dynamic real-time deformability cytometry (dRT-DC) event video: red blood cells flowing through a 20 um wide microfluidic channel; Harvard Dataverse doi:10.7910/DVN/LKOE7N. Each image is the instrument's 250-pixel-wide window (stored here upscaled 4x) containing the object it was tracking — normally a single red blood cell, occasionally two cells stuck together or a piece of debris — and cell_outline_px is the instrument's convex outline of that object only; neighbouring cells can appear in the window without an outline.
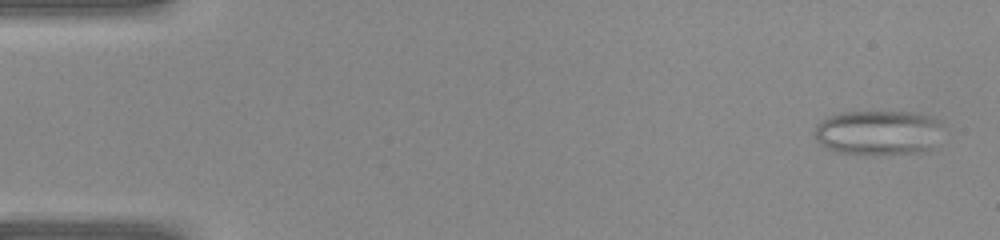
{"species": "common noctule bat (a hibernating species)", "species_latin": "Nyctalus noctula", "temperature_condition": "warm", "stored_images_in_passage": 41, "camera_frame_rate_fps": 3000, "um_per_image_px": 0.085, "animal": {"sex": "female", "body_mass_g": 22.0, "forearm_length_mm": 56.7}, "frame": {"image": 1, "passage_image": 2, "time_ms": 0.333, "image_size_px": [1000, 240], "cell_outline_px": [[940, 124], [932, 148], [928, 152], [836, 152], [820, 144], [816, 140], [812, 132], [816, 124], [820, 120], [828, 116], [840, 112], [880, 108], [920, 112], [940, 120]], "centroid_in_image_um": [74.59, 11.16], "position_along_channel_um": 10.4, "area_um2": 34.1}}
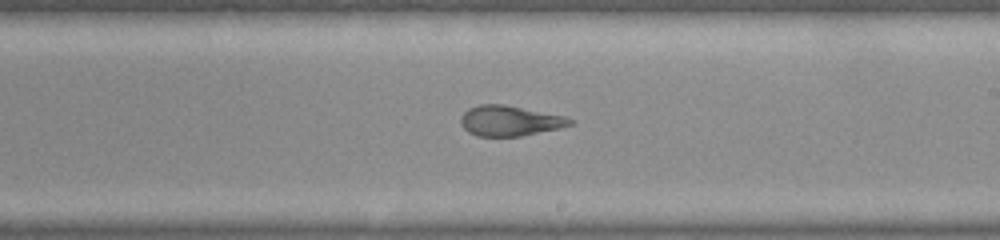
{"frame": {"image": 2, "passage_image": 24, "time_ms": 7.667, "image_size_px": [1000, 240], "cell_outline_px": [[576, 120], [572, 124], [560, 128], [520, 136], [476, 136], [468, 132], [460, 124], [460, 116], [468, 108], [480, 104], [504, 104], [564, 116]], "centroid_in_image_um": [43.31, 10.26], "position_along_channel_um": 245.7, "area_um2": 19.36}}
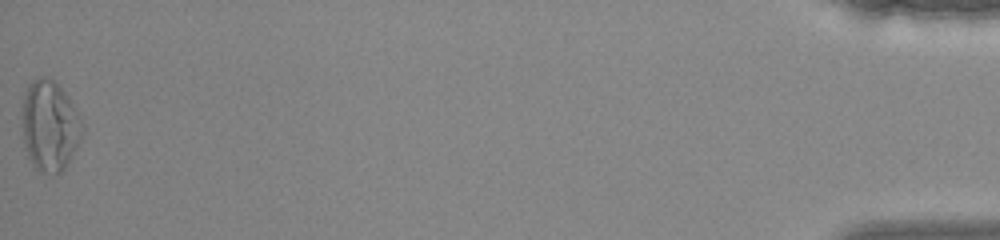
{"frame": {"image": 3, "passage_image": 41, "time_ms": 13.333, "image_size_px": [1000, 240], "cell_outline_px": [[84, 132], [80, 140], [64, 168], [60, 172], [52, 176], [40, 172], [32, 164], [28, 156], [24, 144], [20, 116], [24, 92], [28, 84], [36, 76], [44, 76], [52, 80], [68, 96], [76, 108], [84, 124]], "centroid_in_image_um": [4.2, 10.68], "position_along_channel_um": 431.0, "area_um2": 32.37}}